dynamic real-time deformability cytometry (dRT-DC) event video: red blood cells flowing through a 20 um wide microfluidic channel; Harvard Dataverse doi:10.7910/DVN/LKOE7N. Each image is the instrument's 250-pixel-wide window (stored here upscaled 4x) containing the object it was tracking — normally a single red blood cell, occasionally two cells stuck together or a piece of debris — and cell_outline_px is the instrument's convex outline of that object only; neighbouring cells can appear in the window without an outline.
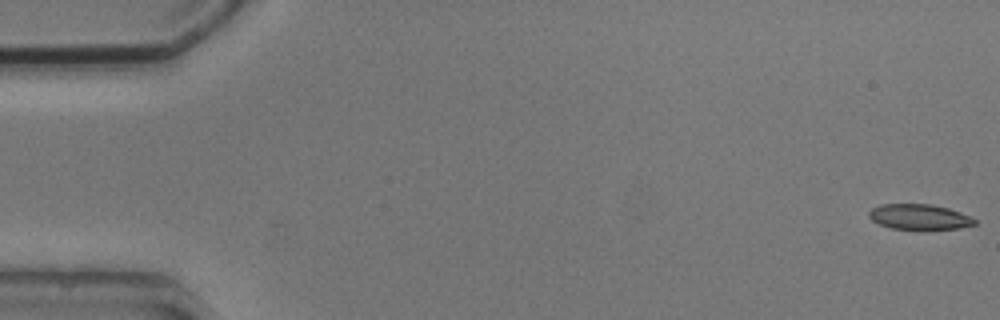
{"species": "common noctule bat (a hibernating species)", "species_latin": "Nyctalus noctula", "temperature_condition": "cold", "stored_images_in_passage": 5, "camera_frame_rate_fps": 3000, "um_per_image_px": 0.085, "animal": {"sex": "male", "body_mass_g": 20.5, "forearm_length_mm": 52.5}, "frame": {"image": 1, "passage_image": 1, "time_ms": 0.0, "image_size_px": [1000, 320], "cell_outline_px": [[976, 224], [960, 228], [924, 232], [892, 228], [880, 224], [872, 220], [868, 216], [868, 212], [872, 208], [880, 204], [932, 204], [948, 208], [960, 212], [976, 220]], "centroid_in_image_um": [78.15, 18.47], "position_along_channel_um": 6.9, "area_um2": 16.24}}
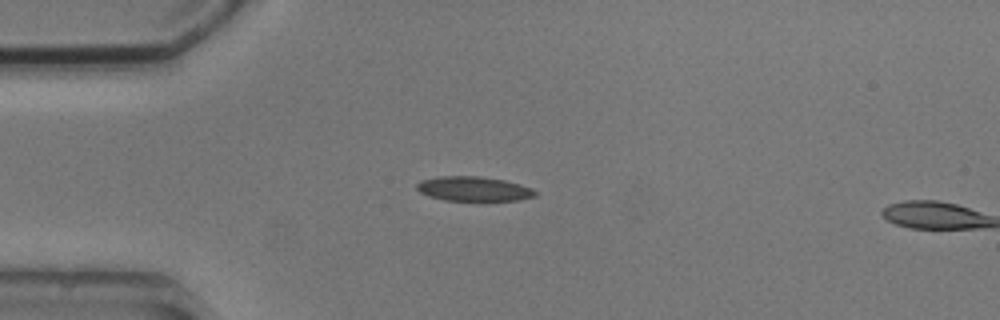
{"frame": {"image": 2, "passage_image": 4, "time_ms": 4.333, "image_size_px": [1000, 320], "cell_outline_px": [[536, 196], [520, 200], [444, 200], [428, 196], [420, 192], [416, 188], [416, 184], [420, 180], [436, 176], [480, 176], [504, 180], [520, 184], [532, 188], [536, 192]], "centroid_in_image_um": [40.23, 16.04], "position_along_channel_um": 44.8, "area_um2": 16.99}}